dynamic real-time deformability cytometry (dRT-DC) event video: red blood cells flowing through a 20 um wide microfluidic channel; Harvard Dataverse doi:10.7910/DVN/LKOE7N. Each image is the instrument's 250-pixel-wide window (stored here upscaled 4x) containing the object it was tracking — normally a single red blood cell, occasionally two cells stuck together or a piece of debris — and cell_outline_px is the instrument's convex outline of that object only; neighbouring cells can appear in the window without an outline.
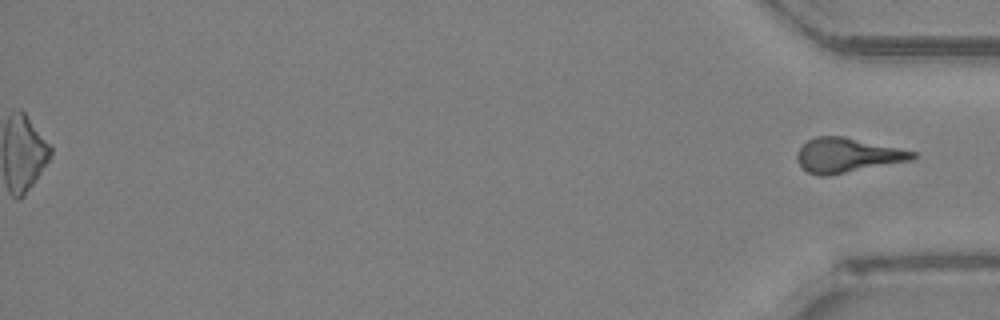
{"species": "Egyptian fruit bat (a non-hibernating species)", "species_latin": "Rousettus aegyptiacus", "temperature_condition": "room temperature", "stored_images_in_passage": 48, "segment_of_instrument_passage": [2, 2], "camera_frame_rate_fps": 3000, "um_per_image_px": 0.085, "animal": {"sex": "female"}, "frame": {"image": 1, "passage_image": 48, "time_ms": 15.667, "image_size_px": [1000, 320], "cell_outline_px": [[916, 156], [912, 160], [828, 176], [820, 176], [808, 172], [800, 164], [796, 156], [800, 148], [808, 140], [816, 136], [844, 136], [916, 152]], "centroid_in_image_um": [72.02, 13.2], "position_along_channel_um": 363.2, "area_um2": 23.0}}